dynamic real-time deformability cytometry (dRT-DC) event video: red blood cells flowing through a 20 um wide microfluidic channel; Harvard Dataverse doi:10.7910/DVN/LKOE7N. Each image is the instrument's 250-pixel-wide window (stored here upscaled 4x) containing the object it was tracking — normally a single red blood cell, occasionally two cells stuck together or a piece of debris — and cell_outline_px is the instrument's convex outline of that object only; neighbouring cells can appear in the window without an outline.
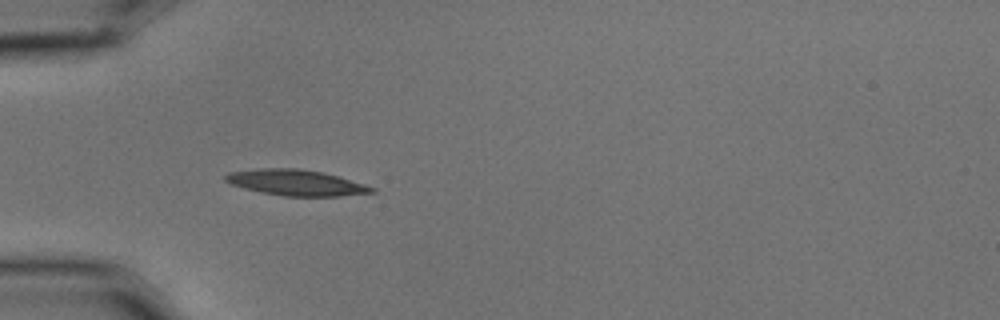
{"species": "common noctule bat (a hibernating species)", "species_latin": "Nyctalus noctula", "temperature_condition": "cold", "stored_images_in_passage": 3, "camera_frame_rate_fps": 3000, "um_per_image_px": 0.085, "animal": {"sex": "male", "body_mass_g": 15.6}, "frame": {"image": 1, "passage_image": 1, "time_ms": 0.0, "image_size_px": [1000, 320], "cell_outline_px": [[376, 192], [340, 196], [284, 196], [244, 188], [232, 184], [224, 180], [224, 176], [228, 172], [260, 168], [300, 168], [324, 172], [364, 184], [376, 188]], "centroid_in_image_um": [25.17, 15.51], "position_along_channel_um": 59.8, "area_um2": 21.96}}
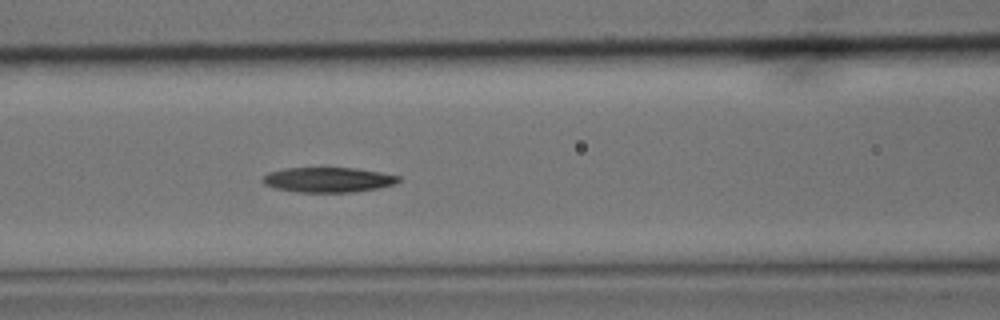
{"frame": {"image": 2, "passage_image": 3, "time_ms": 0.667, "image_size_px": [1000, 320], "cell_outline_px": [[400, 180], [392, 184], [376, 188], [352, 192], [300, 192], [276, 188], [264, 184], [260, 180], [268, 172], [288, 168], [356, 168], [380, 172], [400, 176]], "centroid_in_image_um": [27.86, 15.27], "position_along_channel_um": 138.7, "area_um2": 19.54}}